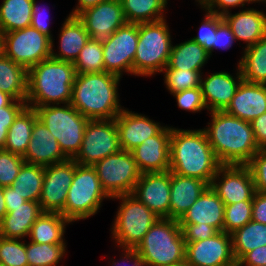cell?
<instances>
[{"label":"cell","mask_w":266,"mask_h":266,"mask_svg":"<svg viewBox=\"0 0 266 266\" xmlns=\"http://www.w3.org/2000/svg\"><path fill=\"white\" fill-rule=\"evenodd\" d=\"M121 249V251H120ZM121 253L119 259H114L113 257L108 260L110 261V266H149L138 254L135 248H120ZM125 264V265H124Z\"/></svg>","instance_id":"obj_52"},{"label":"cell","mask_w":266,"mask_h":266,"mask_svg":"<svg viewBox=\"0 0 266 266\" xmlns=\"http://www.w3.org/2000/svg\"><path fill=\"white\" fill-rule=\"evenodd\" d=\"M224 208L225 205L218 194L208 186L178 222L179 224L205 223L217 231H223Z\"/></svg>","instance_id":"obj_24"},{"label":"cell","mask_w":266,"mask_h":266,"mask_svg":"<svg viewBox=\"0 0 266 266\" xmlns=\"http://www.w3.org/2000/svg\"><path fill=\"white\" fill-rule=\"evenodd\" d=\"M225 112L251 123L266 112V84L243 80Z\"/></svg>","instance_id":"obj_23"},{"label":"cell","mask_w":266,"mask_h":266,"mask_svg":"<svg viewBox=\"0 0 266 266\" xmlns=\"http://www.w3.org/2000/svg\"><path fill=\"white\" fill-rule=\"evenodd\" d=\"M135 250L149 266H168L185 260L186 243L178 220L159 218Z\"/></svg>","instance_id":"obj_5"},{"label":"cell","mask_w":266,"mask_h":266,"mask_svg":"<svg viewBox=\"0 0 266 266\" xmlns=\"http://www.w3.org/2000/svg\"><path fill=\"white\" fill-rule=\"evenodd\" d=\"M210 58L204 47L190 38L184 42L173 44L165 69L203 71V67Z\"/></svg>","instance_id":"obj_30"},{"label":"cell","mask_w":266,"mask_h":266,"mask_svg":"<svg viewBox=\"0 0 266 266\" xmlns=\"http://www.w3.org/2000/svg\"><path fill=\"white\" fill-rule=\"evenodd\" d=\"M176 99L178 108L192 113L207 110L201 87H194L171 94Z\"/></svg>","instance_id":"obj_45"},{"label":"cell","mask_w":266,"mask_h":266,"mask_svg":"<svg viewBox=\"0 0 266 266\" xmlns=\"http://www.w3.org/2000/svg\"><path fill=\"white\" fill-rule=\"evenodd\" d=\"M3 55V32L0 30V56Z\"/></svg>","instance_id":"obj_60"},{"label":"cell","mask_w":266,"mask_h":266,"mask_svg":"<svg viewBox=\"0 0 266 266\" xmlns=\"http://www.w3.org/2000/svg\"><path fill=\"white\" fill-rule=\"evenodd\" d=\"M139 39V23H126L102 44L105 72L133 75V60ZM130 74V75H129Z\"/></svg>","instance_id":"obj_13"},{"label":"cell","mask_w":266,"mask_h":266,"mask_svg":"<svg viewBox=\"0 0 266 266\" xmlns=\"http://www.w3.org/2000/svg\"><path fill=\"white\" fill-rule=\"evenodd\" d=\"M223 19L230 26L236 41H243L246 48L266 36V12L245 7L237 13H227Z\"/></svg>","instance_id":"obj_25"},{"label":"cell","mask_w":266,"mask_h":266,"mask_svg":"<svg viewBox=\"0 0 266 266\" xmlns=\"http://www.w3.org/2000/svg\"><path fill=\"white\" fill-rule=\"evenodd\" d=\"M23 159L28 164L48 166L68 160L60 149L57 139L37 119L32 128L31 140Z\"/></svg>","instance_id":"obj_22"},{"label":"cell","mask_w":266,"mask_h":266,"mask_svg":"<svg viewBox=\"0 0 266 266\" xmlns=\"http://www.w3.org/2000/svg\"><path fill=\"white\" fill-rule=\"evenodd\" d=\"M210 186L224 205L253 201L254 179L246 165H221Z\"/></svg>","instance_id":"obj_15"},{"label":"cell","mask_w":266,"mask_h":266,"mask_svg":"<svg viewBox=\"0 0 266 266\" xmlns=\"http://www.w3.org/2000/svg\"><path fill=\"white\" fill-rule=\"evenodd\" d=\"M7 213L5 201H4V188L0 186V222L3 220Z\"/></svg>","instance_id":"obj_58"},{"label":"cell","mask_w":266,"mask_h":266,"mask_svg":"<svg viewBox=\"0 0 266 266\" xmlns=\"http://www.w3.org/2000/svg\"><path fill=\"white\" fill-rule=\"evenodd\" d=\"M120 80L105 71L76 74L70 104L89 120L115 119L125 108L119 99Z\"/></svg>","instance_id":"obj_3"},{"label":"cell","mask_w":266,"mask_h":266,"mask_svg":"<svg viewBox=\"0 0 266 266\" xmlns=\"http://www.w3.org/2000/svg\"><path fill=\"white\" fill-rule=\"evenodd\" d=\"M166 20L139 23V39L133 60L134 76L153 77L161 74L167 66L173 42Z\"/></svg>","instance_id":"obj_6"},{"label":"cell","mask_w":266,"mask_h":266,"mask_svg":"<svg viewBox=\"0 0 266 266\" xmlns=\"http://www.w3.org/2000/svg\"><path fill=\"white\" fill-rule=\"evenodd\" d=\"M74 171L75 161L73 159L45 166L39 199L43 212H56L64 216L67 192L72 184Z\"/></svg>","instance_id":"obj_14"},{"label":"cell","mask_w":266,"mask_h":266,"mask_svg":"<svg viewBox=\"0 0 266 266\" xmlns=\"http://www.w3.org/2000/svg\"><path fill=\"white\" fill-rule=\"evenodd\" d=\"M237 65L243 80L249 83L266 84V36L254 45L242 48Z\"/></svg>","instance_id":"obj_31"},{"label":"cell","mask_w":266,"mask_h":266,"mask_svg":"<svg viewBox=\"0 0 266 266\" xmlns=\"http://www.w3.org/2000/svg\"><path fill=\"white\" fill-rule=\"evenodd\" d=\"M252 220V201L225 205L223 231L232 234Z\"/></svg>","instance_id":"obj_41"},{"label":"cell","mask_w":266,"mask_h":266,"mask_svg":"<svg viewBox=\"0 0 266 266\" xmlns=\"http://www.w3.org/2000/svg\"><path fill=\"white\" fill-rule=\"evenodd\" d=\"M235 73L225 70L201 75L200 87L208 112L225 111L230 105L243 77L239 66ZM234 74V75H233ZM204 76V77H203Z\"/></svg>","instance_id":"obj_19"},{"label":"cell","mask_w":266,"mask_h":266,"mask_svg":"<svg viewBox=\"0 0 266 266\" xmlns=\"http://www.w3.org/2000/svg\"><path fill=\"white\" fill-rule=\"evenodd\" d=\"M234 42H236L235 35L227 22L222 19L217 25L216 35L214 36L213 52L216 49L229 50L232 48Z\"/></svg>","instance_id":"obj_51"},{"label":"cell","mask_w":266,"mask_h":266,"mask_svg":"<svg viewBox=\"0 0 266 266\" xmlns=\"http://www.w3.org/2000/svg\"><path fill=\"white\" fill-rule=\"evenodd\" d=\"M52 39L29 26L3 33V54L29 70L51 57Z\"/></svg>","instance_id":"obj_11"},{"label":"cell","mask_w":266,"mask_h":266,"mask_svg":"<svg viewBox=\"0 0 266 266\" xmlns=\"http://www.w3.org/2000/svg\"><path fill=\"white\" fill-rule=\"evenodd\" d=\"M233 254L238 262L247 252L266 245V224L253 220L231 234Z\"/></svg>","instance_id":"obj_36"},{"label":"cell","mask_w":266,"mask_h":266,"mask_svg":"<svg viewBox=\"0 0 266 266\" xmlns=\"http://www.w3.org/2000/svg\"><path fill=\"white\" fill-rule=\"evenodd\" d=\"M45 166L24 163L11 187L27 201L39 202Z\"/></svg>","instance_id":"obj_37"},{"label":"cell","mask_w":266,"mask_h":266,"mask_svg":"<svg viewBox=\"0 0 266 266\" xmlns=\"http://www.w3.org/2000/svg\"><path fill=\"white\" fill-rule=\"evenodd\" d=\"M34 0H2L0 30L3 33L31 26Z\"/></svg>","instance_id":"obj_35"},{"label":"cell","mask_w":266,"mask_h":266,"mask_svg":"<svg viewBox=\"0 0 266 266\" xmlns=\"http://www.w3.org/2000/svg\"><path fill=\"white\" fill-rule=\"evenodd\" d=\"M58 35V48L52 44L51 57L74 63L81 49L89 41L90 35L83 22L77 17L68 15L63 21ZM55 50V51H54Z\"/></svg>","instance_id":"obj_26"},{"label":"cell","mask_w":266,"mask_h":266,"mask_svg":"<svg viewBox=\"0 0 266 266\" xmlns=\"http://www.w3.org/2000/svg\"><path fill=\"white\" fill-rule=\"evenodd\" d=\"M24 163L23 156L0 150V186H11Z\"/></svg>","instance_id":"obj_44"},{"label":"cell","mask_w":266,"mask_h":266,"mask_svg":"<svg viewBox=\"0 0 266 266\" xmlns=\"http://www.w3.org/2000/svg\"><path fill=\"white\" fill-rule=\"evenodd\" d=\"M249 6L248 0H204L199 6L201 10H206L207 12L224 16L231 12V9Z\"/></svg>","instance_id":"obj_48"},{"label":"cell","mask_w":266,"mask_h":266,"mask_svg":"<svg viewBox=\"0 0 266 266\" xmlns=\"http://www.w3.org/2000/svg\"><path fill=\"white\" fill-rule=\"evenodd\" d=\"M115 199L120 205L112 221L110 237L117 248H136L160 217L131 194L111 200Z\"/></svg>","instance_id":"obj_8"},{"label":"cell","mask_w":266,"mask_h":266,"mask_svg":"<svg viewBox=\"0 0 266 266\" xmlns=\"http://www.w3.org/2000/svg\"><path fill=\"white\" fill-rule=\"evenodd\" d=\"M37 1L38 0H34V3H33L31 26L36 28L38 31L45 34L46 36L50 37L52 39V44H55L54 42L55 37H53V33L50 29L51 27L49 26V23H48L50 14L49 15L46 14L48 9L46 11L44 5H41V4L39 5Z\"/></svg>","instance_id":"obj_50"},{"label":"cell","mask_w":266,"mask_h":266,"mask_svg":"<svg viewBox=\"0 0 266 266\" xmlns=\"http://www.w3.org/2000/svg\"><path fill=\"white\" fill-rule=\"evenodd\" d=\"M170 139L171 126L166 125L131 151L141 173L169 171Z\"/></svg>","instance_id":"obj_21"},{"label":"cell","mask_w":266,"mask_h":266,"mask_svg":"<svg viewBox=\"0 0 266 266\" xmlns=\"http://www.w3.org/2000/svg\"><path fill=\"white\" fill-rule=\"evenodd\" d=\"M111 200L102 188L96 169L75 162L74 177L67 192L64 217L72 224L97 214L103 200Z\"/></svg>","instance_id":"obj_7"},{"label":"cell","mask_w":266,"mask_h":266,"mask_svg":"<svg viewBox=\"0 0 266 266\" xmlns=\"http://www.w3.org/2000/svg\"><path fill=\"white\" fill-rule=\"evenodd\" d=\"M25 242L0 236V263L4 266H28Z\"/></svg>","instance_id":"obj_42"},{"label":"cell","mask_w":266,"mask_h":266,"mask_svg":"<svg viewBox=\"0 0 266 266\" xmlns=\"http://www.w3.org/2000/svg\"><path fill=\"white\" fill-rule=\"evenodd\" d=\"M120 150L115 119L89 120L84 130L81 149L73 160L79 165L93 166Z\"/></svg>","instance_id":"obj_12"},{"label":"cell","mask_w":266,"mask_h":266,"mask_svg":"<svg viewBox=\"0 0 266 266\" xmlns=\"http://www.w3.org/2000/svg\"><path fill=\"white\" fill-rule=\"evenodd\" d=\"M246 166L254 179L255 191L266 193V148L260 149Z\"/></svg>","instance_id":"obj_47"},{"label":"cell","mask_w":266,"mask_h":266,"mask_svg":"<svg viewBox=\"0 0 266 266\" xmlns=\"http://www.w3.org/2000/svg\"><path fill=\"white\" fill-rule=\"evenodd\" d=\"M14 100L12 96L0 91V108L10 105Z\"/></svg>","instance_id":"obj_59"},{"label":"cell","mask_w":266,"mask_h":266,"mask_svg":"<svg viewBox=\"0 0 266 266\" xmlns=\"http://www.w3.org/2000/svg\"><path fill=\"white\" fill-rule=\"evenodd\" d=\"M252 220L266 224V193L255 191L252 201Z\"/></svg>","instance_id":"obj_54"},{"label":"cell","mask_w":266,"mask_h":266,"mask_svg":"<svg viewBox=\"0 0 266 266\" xmlns=\"http://www.w3.org/2000/svg\"><path fill=\"white\" fill-rule=\"evenodd\" d=\"M131 195L160 218H169L170 170L142 173Z\"/></svg>","instance_id":"obj_18"},{"label":"cell","mask_w":266,"mask_h":266,"mask_svg":"<svg viewBox=\"0 0 266 266\" xmlns=\"http://www.w3.org/2000/svg\"><path fill=\"white\" fill-rule=\"evenodd\" d=\"M4 201L6 207H18L24 204L27 200L19 195L15 189L9 186L4 187Z\"/></svg>","instance_id":"obj_56"},{"label":"cell","mask_w":266,"mask_h":266,"mask_svg":"<svg viewBox=\"0 0 266 266\" xmlns=\"http://www.w3.org/2000/svg\"><path fill=\"white\" fill-rule=\"evenodd\" d=\"M185 243V260L191 266H237L231 234L218 231L205 240Z\"/></svg>","instance_id":"obj_16"},{"label":"cell","mask_w":266,"mask_h":266,"mask_svg":"<svg viewBox=\"0 0 266 266\" xmlns=\"http://www.w3.org/2000/svg\"><path fill=\"white\" fill-rule=\"evenodd\" d=\"M170 0H120L127 23L157 22L166 19Z\"/></svg>","instance_id":"obj_34"},{"label":"cell","mask_w":266,"mask_h":266,"mask_svg":"<svg viewBox=\"0 0 266 266\" xmlns=\"http://www.w3.org/2000/svg\"><path fill=\"white\" fill-rule=\"evenodd\" d=\"M248 2L249 4L255 3V5L256 3H259V4L263 3L262 5L266 4V0H248Z\"/></svg>","instance_id":"obj_62"},{"label":"cell","mask_w":266,"mask_h":266,"mask_svg":"<svg viewBox=\"0 0 266 266\" xmlns=\"http://www.w3.org/2000/svg\"><path fill=\"white\" fill-rule=\"evenodd\" d=\"M93 167L102 188L111 199L131 194L142 174L132 152L125 150L107 156Z\"/></svg>","instance_id":"obj_10"},{"label":"cell","mask_w":266,"mask_h":266,"mask_svg":"<svg viewBox=\"0 0 266 266\" xmlns=\"http://www.w3.org/2000/svg\"><path fill=\"white\" fill-rule=\"evenodd\" d=\"M266 265V245L247 252L238 262L237 266H263Z\"/></svg>","instance_id":"obj_53"},{"label":"cell","mask_w":266,"mask_h":266,"mask_svg":"<svg viewBox=\"0 0 266 266\" xmlns=\"http://www.w3.org/2000/svg\"><path fill=\"white\" fill-rule=\"evenodd\" d=\"M71 222L61 213L42 212L31 227L28 238L38 244H67L66 226Z\"/></svg>","instance_id":"obj_29"},{"label":"cell","mask_w":266,"mask_h":266,"mask_svg":"<svg viewBox=\"0 0 266 266\" xmlns=\"http://www.w3.org/2000/svg\"><path fill=\"white\" fill-rule=\"evenodd\" d=\"M38 115L35 109L25 107L8 129L4 150L24 156L32 136V128Z\"/></svg>","instance_id":"obj_32"},{"label":"cell","mask_w":266,"mask_h":266,"mask_svg":"<svg viewBox=\"0 0 266 266\" xmlns=\"http://www.w3.org/2000/svg\"><path fill=\"white\" fill-rule=\"evenodd\" d=\"M203 11H205V14H203L204 18H202L200 27H198V34L191 39L203 46L211 57L217 25L223 19V16L207 12L206 10Z\"/></svg>","instance_id":"obj_43"},{"label":"cell","mask_w":266,"mask_h":266,"mask_svg":"<svg viewBox=\"0 0 266 266\" xmlns=\"http://www.w3.org/2000/svg\"><path fill=\"white\" fill-rule=\"evenodd\" d=\"M168 266H191V265L188 264V263L186 262V260H183V261H181V262H179V263L171 264V265H168Z\"/></svg>","instance_id":"obj_61"},{"label":"cell","mask_w":266,"mask_h":266,"mask_svg":"<svg viewBox=\"0 0 266 266\" xmlns=\"http://www.w3.org/2000/svg\"><path fill=\"white\" fill-rule=\"evenodd\" d=\"M76 77L74 64L49 57L28 70L27 107L68 104Z\"/></svg>","instance_id":"obj_4"},{"label":"cell","mask_w":266,"mask_h":266,"mask_svg":"<svg viewBox=\"0 0 266 266\" xmlns=\"http://www.w3.org/2000/svg\"><path fill=\"white\" fill-rule=\"evenodd\" d=\"M220 166L203 128L171 126L169 170L172 173L203 180L210 186Z\"/></svg>","instance_id":"obj_2"},{"label":"cell","mask_w":266,"mask_h":266,"mask_svg":"<svg viewBox=\"0 0 266 266\" xmlns=\"http://www.w3.org/2000/svg\"><path fill=\"white\" fill-rule=\"evenodd\" d=\"M76 74L100 73L105 71L103 46L92 40L84 45L78 58L73 63Z\"/></svg>","instance_id":"obj_39"},{"label":"cell","mask_w":266,"mask_h":266,"mask_svg":"<svg viewBox=\"0 0 266 266\" xmlns=\"http://www.w3.org/2000/svg\"><path fill=\"white\" fill-rule=\"evenodd\" d=\"M203 1L204 0H195V2L198 3L197 6L200 5Z\"/></svg>","instance_id":"obj_63"},{"label":"cell","mask_w":266,"mask_h":266,"mask_svg":"<svg viewBox=\"0 0 266 266\" xmlns=\"http://www.w3.org/2000/svg\"><path fill=\"white\" fill-rule=\"evenodd\" d=\"M254 139L259 149L266 148V112L251 122Z\"/></svg>","instance_id":"obj_55"},{"label":"cell","mask_w":266,"mask_h":266,"mask_svg":"<svg viewBox=\"0 0 266 266\" xmlns=\"http://www.w3.org/2000/svg\"><path fill=\"white\" fill-rule=\"evenodd\" d=\"M26 106L25 101L14 100L10 105L0 108V150H4L9 127Z\"/></svg>","instance_id":"obj_46"},{"label":"cell","mask_w":266,"mask_h":266,"mask_svg":"<svg viewBox=\"0 0 266 266\" xmlns=\"http://www.w3.org/2000/svg\"><path fill=\"white\" fill-rule=\"evenodd\" d=\"M78 1L75 7H73L72 11L69 13V15L77 16L80 12L85 10L86 8L92 7L100 3L104 0H76Z\"/></svg>","instance_id":"obj_57"},{"label":"cell","mask_w":266,"mask_h":266,"mask_svg":"<svg viewBox=\"0 0 266 266\" xmlns=\"http://www.w3.org/2000/svg\"><path fill=\"white\" fill-rule=\"evenodd\" d=\"M185 242L201 241L212 237L218 231L211 225L201 224H179Z\"/></svg>","instance_id":"obj_49"},{"label":"cell","mask_w":266,"mask_h":266,"mask_svg":"<svg viewBox=\"0 0 266 266\" xmlns=\"http://www.w3.org/2000/svg\"><path fill=\"white\" fill-rule=\"evenodd\" d=\"M28 70L4 54L0 56V91L17 101L27 97Z\"/></svg>","instance_id":"obj_33"},{"label":"cell","mask_w":266,"mask_h":266,"mask_svg":"<svg viewBox=\"0 0 266 266\" xmlns=\"http://www.w3.org/2000/svg\"><path fill=\"white\" fill-rule=\"evenodd\" d=\"M208 186L203 180L170 171L169 218L179 220Z\"/></svg>","instance_id":"obj_27"},{"label":"cell","mask_w":266,"mask_h":266,"mask_svg":"<svg viewBox=\"0 0 266 266\" xmlns=\"http://www.w3.org/2000/svg\"><path fill=\"white\" fill-rule=\"evenodd\" d=\"M66 254V244H38L32 241L26 242L28 266H57L61 263Z\"/></svg>","instance_id":"obj_38"},{"label":"cell","mask_w":266,"mask_h":266,"mask_svg":"<svg viewBox=\"0 0 266 266\" xmlns=\"http://www.w3.org/2000/svg\"><path fill=\"white\" fill-rule=\"evenodd\" d=\"M207 113L211 115V120L203 129L219 163L246 165L260 150L251 123L225 111Z\"/></svg>","instance_id":"obj_1"},{"label":"cell","mask_w":266,"mask_h":266,"mask_svg":"<svg viewBox=\"0 0 266 266\" xmlns=\"http://www.w3.org/2000/svg\"><path fill=\"white\" fill-rule=\"evenodd\" d=\"M77 17L83 22L90 38L104 44L119 27L127 23L120 0H104L86 8Z\"/></svg>","instance_id":"obj_17"},{"label":"cell","mask_w":266,"mask_h":266,"mask_svg":"<svg viewBox=\"0 0 266 266\" xmlns=\"http://www.w3.org/2000/svg\"><path fill=\"white\" fill-rule=\"evenodd\" d=\"M6 209L7 213L0 222V236L6 239L28 238L32 225L43 212L36 201H26L21 206Z\"/></svg>","instance_id":"obj_28"},{"label":"cell","mask_w":266,"mask_h":266,"mask_svg":"<svg viewBox=\"0 0 266 266\" xmlns=\"http://www.w3.org/2000/svg\"><path fill=\"white\" fill-rule=\"evenodd\" d=\"M164 85L170 94L200 87L202 71L181 70V69H164Z\"/></svg>","instance_id":"obj_40"},{"label":"cell","mask_w":266,"mask_h":266,"mask_svg":"<svg viewBox=\"0 0 266 266\" xmlns=\"http://www.w3.org/2000/svg\"><path fill=\"white\" fill-rule=\"evenodd\" d=\"M115 121L121 150L130 152L148 137L157 135L166 126L128 108H124Z\"/></svg>","instance_id":"obj_20"},{"label":"cell","mask_w":266,"mask_h":266,"mask_svg":"<svg viewBox=\"0 0 266 266\" xmlns=\"http://www.w3.org/2000/svg\"><path fill=\"white\" fill-rule=\"evenodd\" d=\"M38 119L57 139L60 149L68 159L79 153L84 130L89 119L80 114L70 103L35 108Z\"/></svg>","instance_id":"obj_9"}]
</instances>
